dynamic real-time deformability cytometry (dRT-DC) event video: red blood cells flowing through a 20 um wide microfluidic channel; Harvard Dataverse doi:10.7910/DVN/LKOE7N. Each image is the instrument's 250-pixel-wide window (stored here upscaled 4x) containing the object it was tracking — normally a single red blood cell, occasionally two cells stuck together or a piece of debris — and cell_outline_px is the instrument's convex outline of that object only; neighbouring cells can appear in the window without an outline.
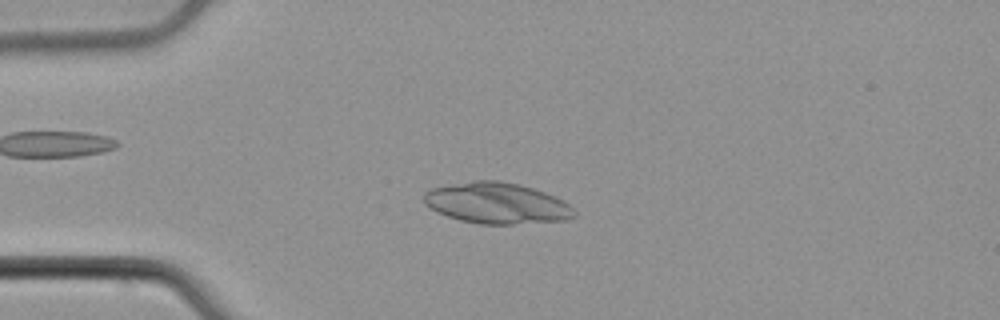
{"species": "common noctule bat (a hibernating species)", "species_latin": "Nyctalus noctula", "temperature_condition": "cold", "stored_images_in_passage": 43, "camera_frame_rate_fps": 3000, "um_per_image_px": 0.085, "animal": {"sex": "male", "body_mass_g": 21.5, "forearm_length_mm": 52.0}, "frame": {"image": 1, "passage_image": 4, "time_ms": 1.0, "image_size_px": [1000, 320], "cell_outline_px": [[576, 216], [568, 220], [512, 224], [480, 224], [460, 220], [436, 212], [424, 204], [424, 192], [428, 188], [476, 180], [500, 180], [520, 184], [556, 196], [564, 200], [576, 212]], "centroid_in_image_um": [42.23, 17.27], "position_along_channel_um": 42.8, "area_um2": 36.24}}